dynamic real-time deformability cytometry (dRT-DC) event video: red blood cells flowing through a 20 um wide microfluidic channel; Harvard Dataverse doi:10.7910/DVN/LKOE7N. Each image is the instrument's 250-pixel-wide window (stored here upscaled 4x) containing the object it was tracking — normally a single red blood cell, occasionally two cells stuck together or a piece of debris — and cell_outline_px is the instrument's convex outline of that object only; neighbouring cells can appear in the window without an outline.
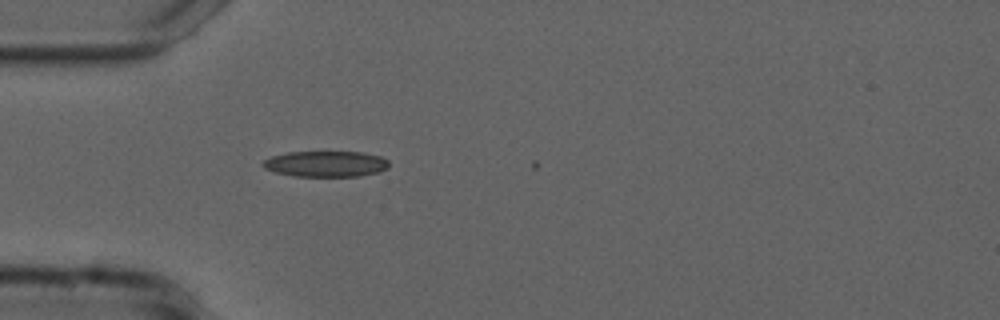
{"species": "common noctule bat (a hibernating species)", "species_latin": "Nyctalus noctula", "temperature_condition": "cold", "stored_images_in_passage": 2, "camera_frame_rate_fps": 3000, "um_per_image_px": 0.085, "animal": {"sex": "male", "forearm_length_mm": 52.5}, "frame": {"image": 1, "passage_image": 1, "time_ms": 0.0, "image_size_px": [1000, 320], "cell_outline_px": [[388, 168], [380, 172], [356, 176], [292, 176], [276, 172], [264, 168], [260, 164], [264, 160], [272, 156], [288, 152], [364, 152], [380, 156], [388, 160]], "centroid_in_image_um": [27.69, 13.93], "position_along_channel_um": 57.3, "area_um2": 19.02}}